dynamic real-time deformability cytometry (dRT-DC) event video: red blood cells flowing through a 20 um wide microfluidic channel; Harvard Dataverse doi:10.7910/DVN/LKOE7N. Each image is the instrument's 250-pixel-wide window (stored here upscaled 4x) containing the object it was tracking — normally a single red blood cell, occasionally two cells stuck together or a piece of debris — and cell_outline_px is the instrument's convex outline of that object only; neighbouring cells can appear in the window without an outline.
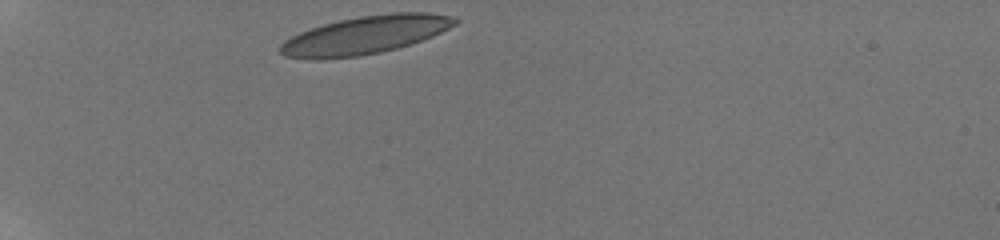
{"species": "human", "species_latin": "Homo sapiens", "temperature_condition": "room temperature", "stored_images_in_passage": 11, "camera_frame_rate_fps": 3000, "um_per_image_px": 0.085, "donor": {"sex": "male"}, "frame": {"image": 1, "passage_image": 1, "time_ms": 0.0, "image_size_px": [1000, 240], "cell_outline_px": [[460, 20], [456, 24], [432, 36], [412, 44], [380, 52], [360, 56], [284, 56], [280, 52], [280, 44], [284, 40], [300, 32], [324, 24], [340, 20], [360, 16], [392, 12], [428, 12], [448, 16]], "centroid_in_image_um": [31.13, 2.93], "position_along_channel_um": 53.9, "area_um2": 37.51}}
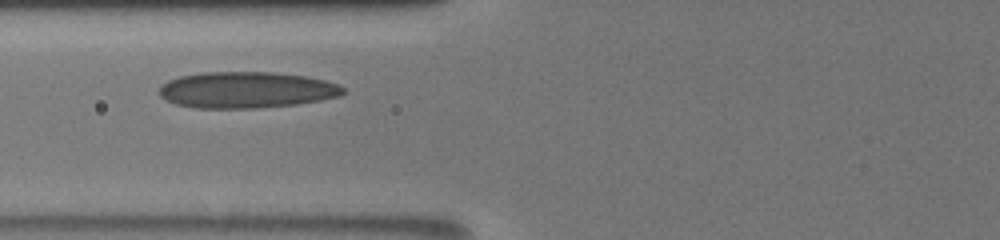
{"frame": {"image": 2, "passage_image": 8, "time_ms": 2.333, "image_size_px": [1000, 240], "cell_outline_px": [[344, 92], [340, 96], [320, 100], [296, 104], [256, 108], [196, 108], [176, 104], [160, 96], [160, 88], [168, 80], [180, 76], [204, 72], [272, 72], [304, 76], [324, 80], [340, 84], [344, 88]], "centroid_in_image_um": [20.96, 7.64], "position_along_channel_um": 104.8, "area_um2": 38.73}}
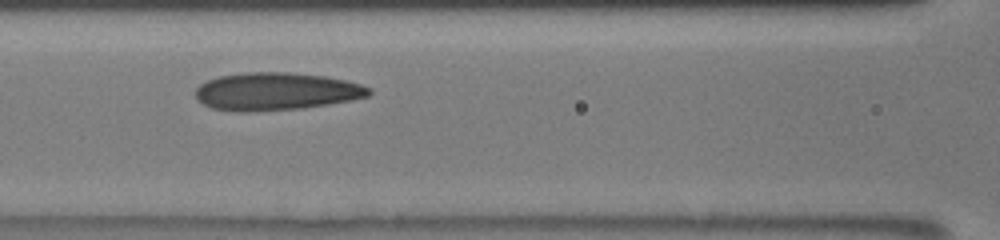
{"frame": {"image": 3, "passage_image": 10, "time_ms": 3.0, "image_size_px": [1000, 240], "cell_outline_px": [[372, 92], [368, 96], [328, 104], [300, 108], [252, 112], [236, 112], [212, 108], [196, 100], [196, 88], [200, 84], [208, 80], [220, 76], [248, 72], [292, 72], [324, 76], [344, 80], [360, 84], [372, 88]], "centroid_in_image_um": [23.44, 7.77], "position_along_channel_um": 143.2, "area_um2": 38.09}}